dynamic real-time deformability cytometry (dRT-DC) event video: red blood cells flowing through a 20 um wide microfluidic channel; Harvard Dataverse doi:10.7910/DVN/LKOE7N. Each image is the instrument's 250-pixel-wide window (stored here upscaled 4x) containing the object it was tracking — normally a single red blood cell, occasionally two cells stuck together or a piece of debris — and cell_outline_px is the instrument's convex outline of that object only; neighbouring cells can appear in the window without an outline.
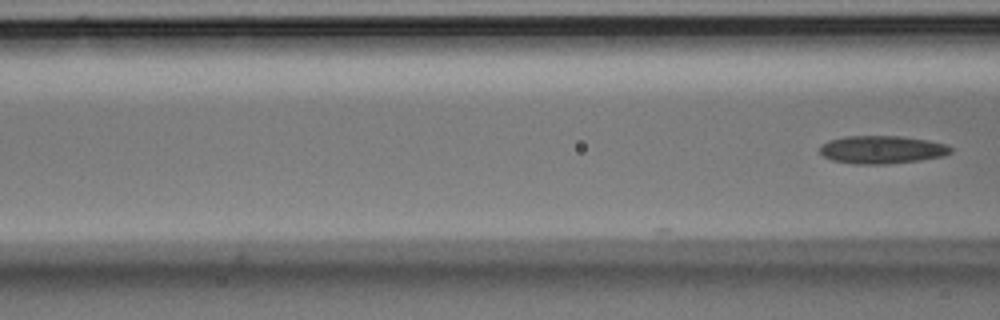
{"species": "Egyptian fruit bat (a non-hibernating species)", "species_latin": "Rousettus aegyptiacus", "temperature_condition": "room temperature", "stored_images_in_passage": 5, "camera_frame_rate_fps": 3000, "um_per_image_px": 0.085, "animal": {"sex": "male"}, "frame": {"image": 1, "passage_image": 5, "time_ms": 1.333, "image_size_px": [1000, 320], "cell_outline_px": [[952, 152], [944, 156], [920, 160], [888, 164], [856, 164], [832, 160], [824, 156], [820, 152], [820, 144], [828, 140], [844, 136], [900, 136], [928, 140], [948, 144], [952, 148]], "centroid_in_image_um": [74.97, 12.71], "position_along_channel_um": 91.6, "area_um2": 21.5}}